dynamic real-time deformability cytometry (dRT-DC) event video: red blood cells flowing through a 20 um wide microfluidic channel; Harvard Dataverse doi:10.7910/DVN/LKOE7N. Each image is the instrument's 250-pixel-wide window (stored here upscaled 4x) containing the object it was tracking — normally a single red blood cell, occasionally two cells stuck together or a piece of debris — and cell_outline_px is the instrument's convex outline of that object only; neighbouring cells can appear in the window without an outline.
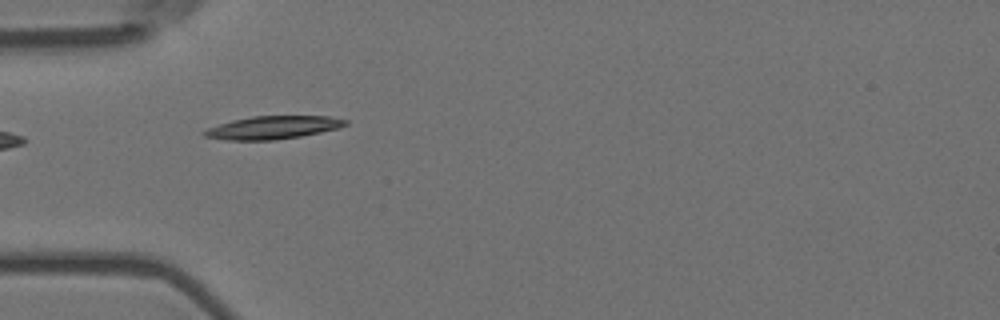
{"species": "Egyptian fruit bat (a non-hibernating species)", "species_latin": "Rousettus aegyptiacus", "temperature_condition": "room temperature", "stored_images_in_passage": 7, "camera_frame_rate_fps": 3000, "um_per_image_px": 0.085, "animal": {"sex": "female"}, "frame": {"image": 1, "passage_image": 6, "time_ms": 1.667, "image_size_px": [1000, 320], "cell_outline_px": [[348, 124], [340, 128], [300, 136], [276, 140], [228, 140], [204, 136], [200, 132], [208, 128], [232, 120], [252, 116], [328, 116], [348, 120]], "centroid_in_image_um": [23.21, 10.84], "position_along_channel_um": 61.8, "area_um2": 18.9}}
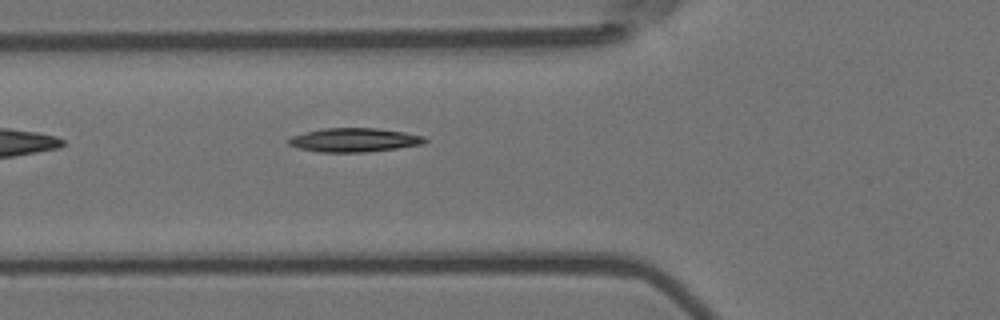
{"frame": {"image": 2, "passage_image": 7, "time_ms": 2.0, "image_size_px": [1000, 320], "cell_outline_px": [[428, 140], [424, 144], [396, 148], [364, 152], [320, 152], [300, 148], [288, 144], [288, 140], [292, 136], [304, 132], [320, 128], [376, 128], [404, 132], [424, 136]], "centroid_in_image_um": [30.11, 11.89], "position_along_channel_um": 95.7, "area_um2": 18.9}}